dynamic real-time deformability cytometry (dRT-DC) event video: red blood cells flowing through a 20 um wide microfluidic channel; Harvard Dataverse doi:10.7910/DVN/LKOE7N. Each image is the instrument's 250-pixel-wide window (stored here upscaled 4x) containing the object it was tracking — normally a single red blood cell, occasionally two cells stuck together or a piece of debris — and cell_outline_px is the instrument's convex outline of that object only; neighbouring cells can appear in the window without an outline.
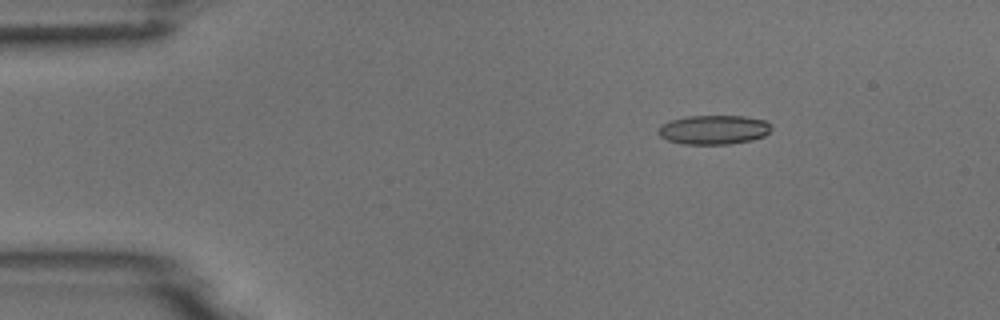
{"species": "common noctule bat (a hibernating species)", "species_latin": "Nyctalus noctula", "temperature_condition": "room temperature", "stored_images_in_passage": 5, "camera_frame_rate_fps": 3000, "um_per_image_px": 0.085, "animal": {"sex": "male", "body_mass_g": 18.8}, "frame": {"image": 1, "passage_image": 3, "time_ms": 2.333, "image_size_px": [1000, 320], "cell_outline_px": [[772, 128], [764, 136], [752, 140], [728, 144], [684, 144], [668, 140], [660, 136], [656, 132], [660, 124], [672, 120], [688, 116], [744, 116], [768, 120], [772, 124]], "centroid_in_image_um": [60.69, 11.02], "position_along_channel_um": 24.3, "area_um2": 19.42}}
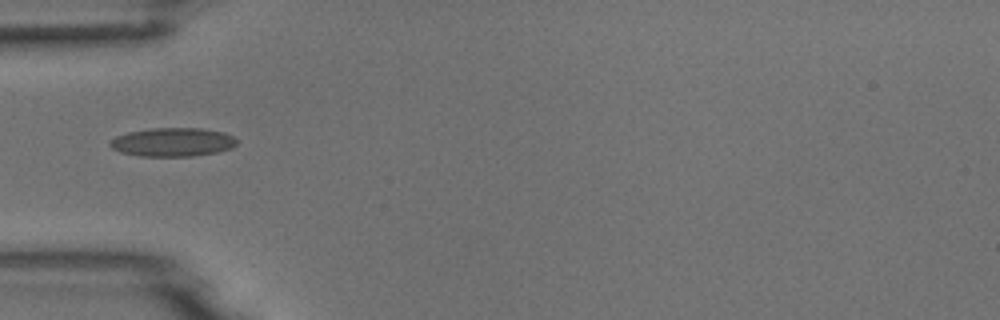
{"frame": {"image": 2, "passage_image": 5, "time_ms": 5.333, "image_size_px": [1000, 320], "cell_outline_px": [[236, 144], [232, 148], [216, 152], [192, 156], [140, 156], [120, 152], [112, 148], [108, 144], [108, 140], [116, 136], [128, 132], [152, 128], [200, 128], [224, 132], [232, 136], [236, 140]], "centroid_in_image_um": [14.64, 12.08], "position_along_channel_um": 70.4, "area_um2": 21.21}}